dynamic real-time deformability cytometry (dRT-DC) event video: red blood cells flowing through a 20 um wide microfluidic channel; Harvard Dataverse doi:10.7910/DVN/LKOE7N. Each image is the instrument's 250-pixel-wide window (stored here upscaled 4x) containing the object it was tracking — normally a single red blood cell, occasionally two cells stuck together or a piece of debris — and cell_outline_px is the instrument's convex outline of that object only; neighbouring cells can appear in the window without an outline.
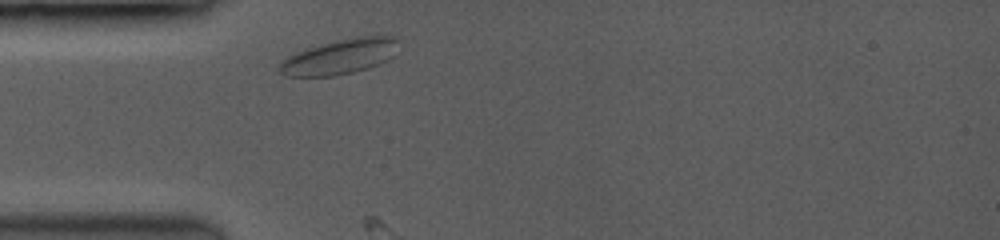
{"species": "common noctule bat (a hibernating species)", "species_latin": "Nyctalus noctula", "temperature_condition": "room temperature", "stored_images_in_passage": 27, "camera_frame_rate_fps": 3500, "um_per_image_px": 0.085, "animal": {"sex": "female", "body_mass_g": 19.0, "forearm_length_mm": 53.3}, "frame": {"image": 1, "passage_image": 1, "time_ms": 0.0, "image_size_px": [1000, 240], "cell_outline_px": [[396, 40], [384, 60], [376, 64], [352, 72], [332, 76], [284, 76], [280, 72], [280, 64], [288, 56], [296, 52], [320, 44], [336, 40], [356, 36], [396, 36]], "centroid_in_image_um": [28.74, 4.82], "position_along_channel_um": 56.3, "area_um2": 23.24}}
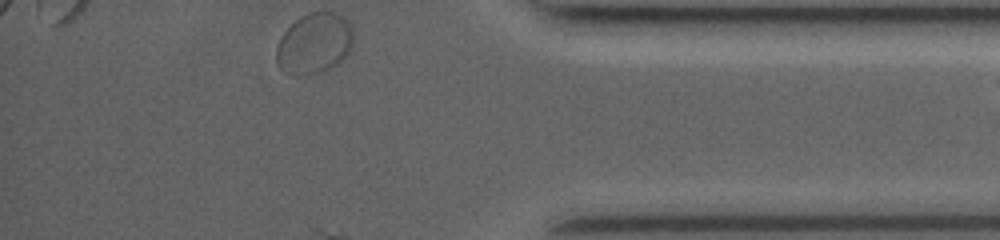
{"frame": {"image": 2, "passage_image": 26, "time_ms": 10.286, "image_size_px": [1000, 240], "cell_outline_px": [[352, 44], [348, 52], [332, 68], [324, 72], [304, 72], [280, 68], [276, 64], [276, 48], [280, 36], [300, 16], [308, 12], [332, 12], [348, 20], [352, 28]], "centroid_in_image_um": [26.72, 3.63], "position_along_channel_um": 408.5, "area_um2": 26.41}}